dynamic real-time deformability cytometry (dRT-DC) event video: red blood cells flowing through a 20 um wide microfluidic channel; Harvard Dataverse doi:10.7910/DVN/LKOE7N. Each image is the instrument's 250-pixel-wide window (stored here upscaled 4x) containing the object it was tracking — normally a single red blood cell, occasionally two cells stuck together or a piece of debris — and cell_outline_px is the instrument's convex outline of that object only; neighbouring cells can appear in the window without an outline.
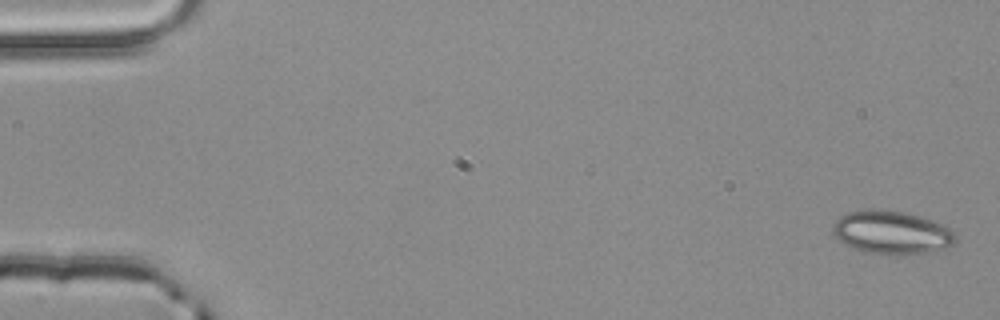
{"species": "common noctule bat (a hibernating species)", "species_latin": "Nyctalus noctula", "temperature_condition": "room temperature", "stored_images_in_passage": 4, "camera_frame_rate_fps": 3000, "um_per_image_px": 0.085, "animal": {"sex": "male", "body_mass_g": 20.4}, "frame": {"image": 1, "passage_image": 1, "time_ms": 0.0, "image_size_px": [1000, 320], "cell_outline_px": [[956, 244], [936, 252], [864, 252], [852, 248], [840, 240], [832, 232], [832, 224], [840, 216], [848, 212], [864, 208], [872, 208], [904, 212], [936, 220], [944, 224], [956, 236]], "centroid_in_image_um": [75.8, 19.71], "position_along_channel_um": 9.2, "area_um2": 30.75}}